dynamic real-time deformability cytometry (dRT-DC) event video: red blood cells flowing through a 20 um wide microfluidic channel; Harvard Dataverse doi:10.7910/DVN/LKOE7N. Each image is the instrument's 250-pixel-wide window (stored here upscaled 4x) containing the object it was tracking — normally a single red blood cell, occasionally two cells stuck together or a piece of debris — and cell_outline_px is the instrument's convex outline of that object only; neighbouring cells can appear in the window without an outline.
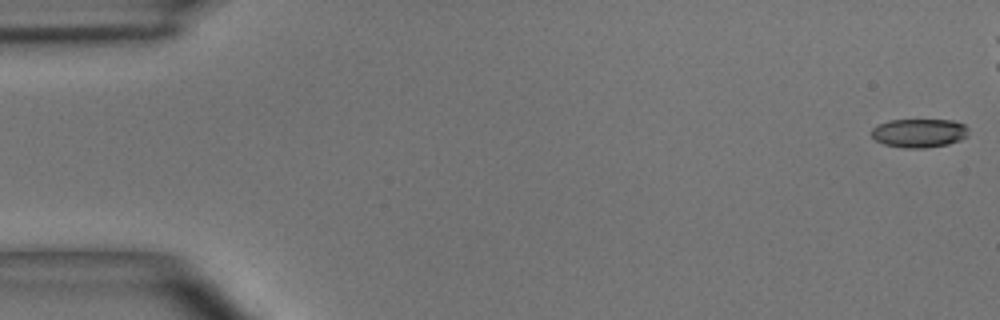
{"species": "common noctule bat (a hibernating species)", "species_latin": "Nyctalus noctula", "temperature_condition": "room temperature", "stored_images_in_passage": 5, "camera_frame_rate_fps": 3000, "um_per_image_px": 0.085, "animal": {"sex": "male", "body_mass_g": 15.6}, "frame": {"image": 1, "passage_image": 1, "time_ms": 0.0, "image_size_px": [1000, 320], "cell_outline_px": [[968, 136], [960, 140], [948, 144], [924, 148], [904, 148], [884, 144], [876, 140], [872, 136], [872, 128], [888, 120], [952, 120], [964, 124], [968, 128]], "centroid_in_image_um": [78.15, 11.31], "position_along_channel_um": 6.9, "area_um2": 16.24}}